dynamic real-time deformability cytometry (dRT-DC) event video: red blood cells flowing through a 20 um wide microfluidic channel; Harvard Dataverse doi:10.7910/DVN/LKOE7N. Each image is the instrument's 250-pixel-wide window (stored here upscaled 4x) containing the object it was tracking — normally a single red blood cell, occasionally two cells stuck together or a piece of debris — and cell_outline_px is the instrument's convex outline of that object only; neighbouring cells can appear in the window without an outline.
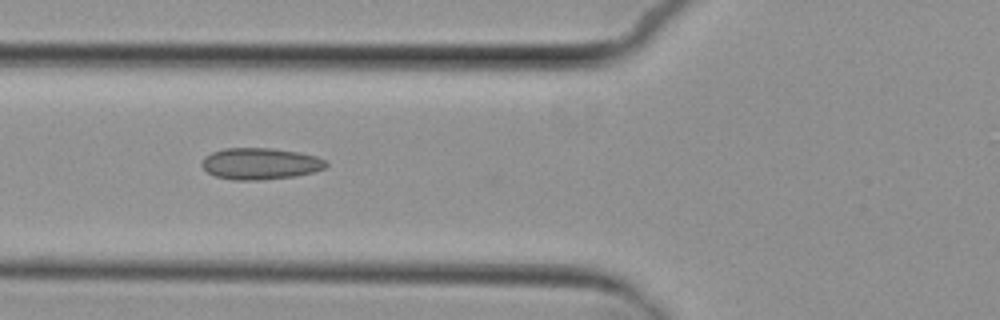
{"species": "common noctule bat (a hibernating species)", "species_latin": "Nyctalus noctula", "temperature_condition": "cold", "stored_images_in_passage": 2, "camera_frame_rate_fps": 3000, "um_per_image_px": 0.085, "animal": {"sex": "female", "body_mass_g": 29.2, "forearm_length_mm": 56.3}, "frame": {"image": 1, "passage_image": 2, "time_ms": 1.0, "image_size_px": [1000, 320], "cell_outline_px": [[328, 164], [324, 168], [312, 172], [296, 176], [264, 180], [232, 180], [216, 176], [208, 172], [200, 164], [204, 156], [212, 152], [224, 148], [272, 148], [300, 152], [316, 156], [324, 160]], "centroid_in_image_um": [22.1, 13.91], "position_along_channel_um": 103.7, "area_um2": 22.95}}